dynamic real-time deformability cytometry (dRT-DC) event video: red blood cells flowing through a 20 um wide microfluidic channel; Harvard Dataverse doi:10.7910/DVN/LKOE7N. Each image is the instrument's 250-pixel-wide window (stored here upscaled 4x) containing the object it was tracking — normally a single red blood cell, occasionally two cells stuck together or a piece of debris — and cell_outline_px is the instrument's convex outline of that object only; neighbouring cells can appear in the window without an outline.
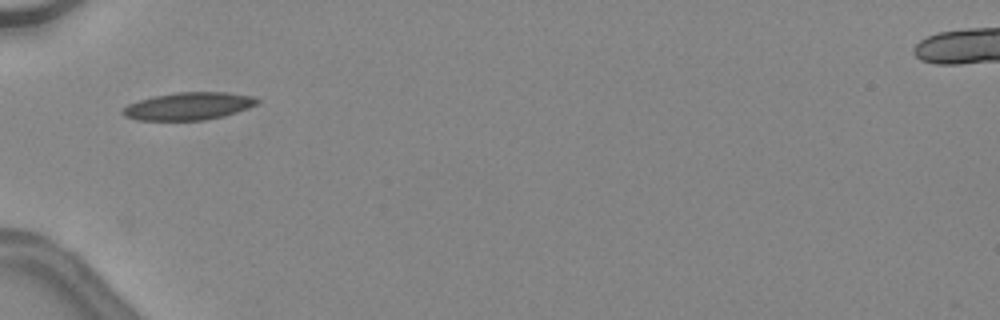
{"species": "common noctule bat (a hibernating species)", "species_latin": "Nyctalus noctula", "temperature_condition": "warm", "stored_images_in_passage": 29, "camera_frame_rate_fps": 3000, "um_per_image_px": 0.085, "animal": {"sex": "female", "body_mass_g": 24.6, "forearm_length_mm": 56.2}, "frame": {"image": 1, "passage_image": 1, "time_ms": 0.0, "image_size_px": [1000, 320], "cell_outline_px": [[260, 100], [256, 104], [248, 108], [224, 116], [204, 120], [136, 120], [124, 116], [120, 112], [128, 104], [152, 96], [176, 92], [224, 92], [252, 96]], "centroid_in_image_um": [16.0, 9.02], "position_along_channel_um": 69.0, "area_um2": 21.56}, "authors_computed_cell_mechanics": {"area_um2": 20.4034, "velocity_mm_per_s": 4.5417, "shape_relaxation_time_tau1_ms": 6.4841, "shape_relaxation_time_tau2_ms": 1.9204, "deformation_change_tau1": 0.1918, "deformation_change_tau2": 0.0874}}